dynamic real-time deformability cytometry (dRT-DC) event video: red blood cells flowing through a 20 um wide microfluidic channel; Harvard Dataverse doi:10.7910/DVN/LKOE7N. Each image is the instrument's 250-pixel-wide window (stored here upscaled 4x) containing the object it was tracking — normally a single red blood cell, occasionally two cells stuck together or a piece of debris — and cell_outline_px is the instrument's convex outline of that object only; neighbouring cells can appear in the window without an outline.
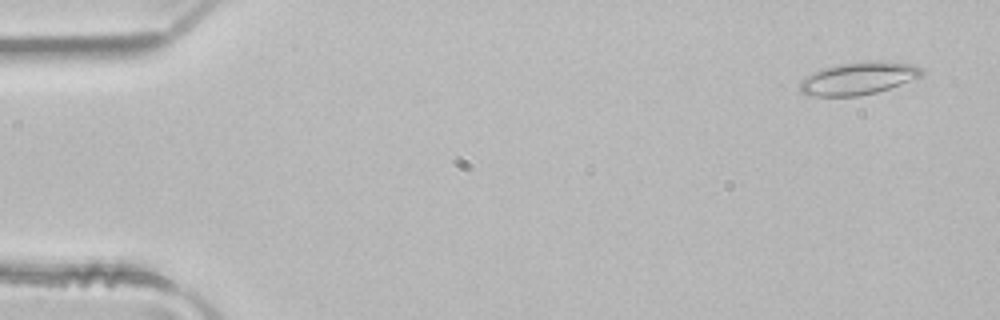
{"species": "common noctule bat (a hibernating species)", "species_latin": "Nyctalus noctula", "temperature_condition": "room temperature", "stored_images_in_passage": 4, "camera_frame_rate_fps": 3000, "um_per_image_px": 0.085, "animal": {"sex": "male", "body_mass_g": 21.5, "forearm_length_mm": 52.0}, "frame": {"image": 1, "passage_image": 1, "time_ms": 0.0, "image_size_px": [1000, 320], "cell_outline_px": [[924, 72], [920, 76], [900, 84], [876, 92], [860, 96], [808, 96], [800, 92], [800, 80], [804, 76], [824, 68], [840, 64], [868, 60], [884, 60], [912, 64], [924, 68]], "centroid_in_image_um": [72.95, 6.65], "position_along_channel_um": 12.1, "area_um2": 23.29}}
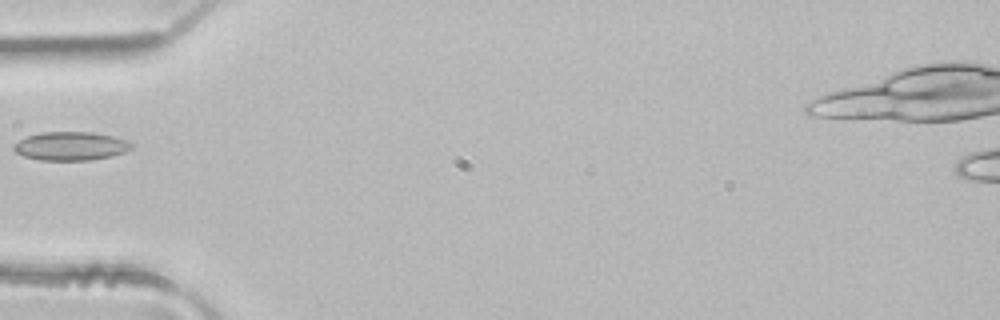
{"frame": {"image": 2, "passage_image": 4, "time_ms": 1.0, "image_size_px": [1000, 320], "cell_outline_px": [[132, 148], [124, 152], [112, 156], [88, 160], [40, 160], [24, 156], [16, 152], [12, 148], [12, 144], [24, 136], [40, 132], [92, 132], [112, 136], [124, 140], [132, 144]], "centroid_in_image_um": [5.94, 12.41], "position_along_channel_um": 79.1, "area_um2": 19.65}}